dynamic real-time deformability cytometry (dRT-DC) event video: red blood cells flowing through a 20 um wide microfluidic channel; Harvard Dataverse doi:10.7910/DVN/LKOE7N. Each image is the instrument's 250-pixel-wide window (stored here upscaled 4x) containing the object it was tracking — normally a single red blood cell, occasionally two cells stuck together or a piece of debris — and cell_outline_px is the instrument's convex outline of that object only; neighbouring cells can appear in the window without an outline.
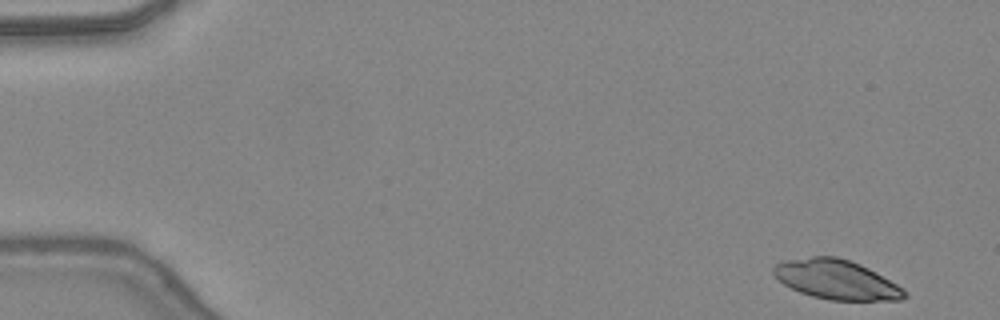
{"species": "common noctule bat (a hibernating species)", "species_latin": "Nyctalus noctula", "temperature_condition": "warm", "stored_images_in_passage": 46, "camera_frame_rate_fps": 3000, "um_per_image_px": 0.085, "animal": {"sex": "female", "body_mass_g": 24.6, "forearm_length_mm": 56.2}, "frame": {"image": 1, "passage_image": 1, "time_ms": 0.0, "image_size_px": [1000, 320], "cell_outline_px": [[908, 296], [900, 300], [828, 300], [812, 296], [800, 292], [784, 284], [772, 272], [772, 268], [776, 264], [784, 260], [812, 256], [836, 256], [860, 264], [876, 272], [896, 284], [908, 292]], "centroid_in_image_um": [71.09, 23.76], "position_along_channel_um": 13.9, "area_um2": 30.0}}